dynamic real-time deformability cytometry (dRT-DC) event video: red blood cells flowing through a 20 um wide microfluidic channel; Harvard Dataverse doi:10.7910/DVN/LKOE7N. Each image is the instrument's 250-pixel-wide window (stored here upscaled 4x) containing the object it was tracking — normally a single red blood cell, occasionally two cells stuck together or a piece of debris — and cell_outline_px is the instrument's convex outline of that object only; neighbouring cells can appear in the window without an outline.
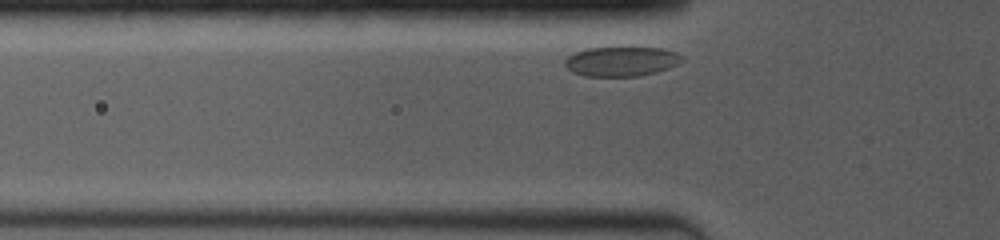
{"species": "common noctule bat (a hibernating species)", "species_latin": "Nyctalus noctula", "temperature_condition": "room temperature", "stored_images_in_passage": 10, "camera_frame_rate_fps": 4000, "um_per_image_px": 0.085, "animal": {"sex": "female", "body_mass_g": 19.0, "forearm_length_mm": 53.3}, "frame": {"image": 1, "passage_image": 3, "time_ms": 0.5, "image_size_px": [1000, 240], "cell_outline_px": [[684, 60], [668, 68], [656, 72], [640, 76], [584, 76], [572, 72], [564, 64], [564, 60], [568, 56], [576, 52], [588, 48], [660, 48], [676, 52], [684, 56]], "centroid_in_image_um": [52.82, 5.22], "position_along_channel_um": 73.0, "area_um2": 20.11}}
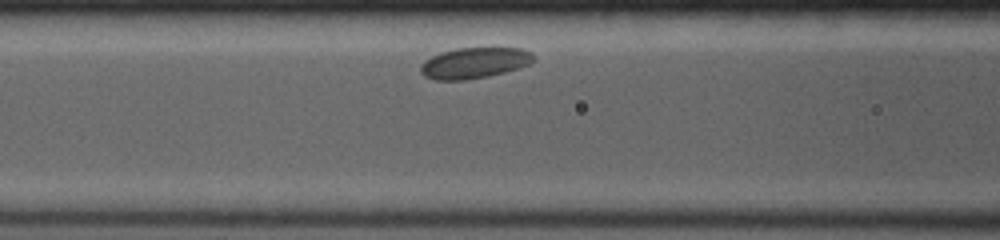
{"frame": {"image": 2, "passage_image": 7, "time_ms": 2.0, "image_size_px": [1000, 240], "cell_outline_px": [[532, 64], [520, 68], [488, 76], [468, 80], [436, 80], [424, 76], [420, 72], [420, 64], [424, 60], [440, 52], [456, 48], [520, 48], [532, 52]], "centroid_in_image_um": [40.3, 5.35], "position_along_channel_um": 126.3, "area_um2": 20.46}}
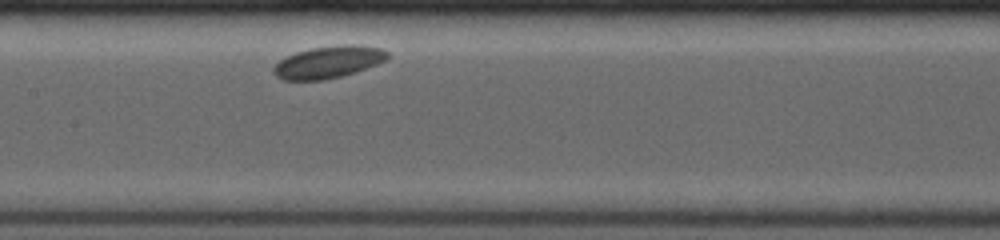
{"frame": {"image": 3, "passage_image": 10, "time_ms": 3.5, "image_size_px": [1000, 240], "cell_outline_px": [[388, 56], [384, 60], [376, 64], [356, 72], [324, 80], [284, 80], [276, 76], [272, 72], [272, 68], [280, 60], [296, 52], [312, 48], [340, 44], [356, 44], [380, 48], [388, 52]], "centroid_in_image_um": [27.89, 5.27], "position_along_channel_um": 179.5, "area_um2": 21.21}}